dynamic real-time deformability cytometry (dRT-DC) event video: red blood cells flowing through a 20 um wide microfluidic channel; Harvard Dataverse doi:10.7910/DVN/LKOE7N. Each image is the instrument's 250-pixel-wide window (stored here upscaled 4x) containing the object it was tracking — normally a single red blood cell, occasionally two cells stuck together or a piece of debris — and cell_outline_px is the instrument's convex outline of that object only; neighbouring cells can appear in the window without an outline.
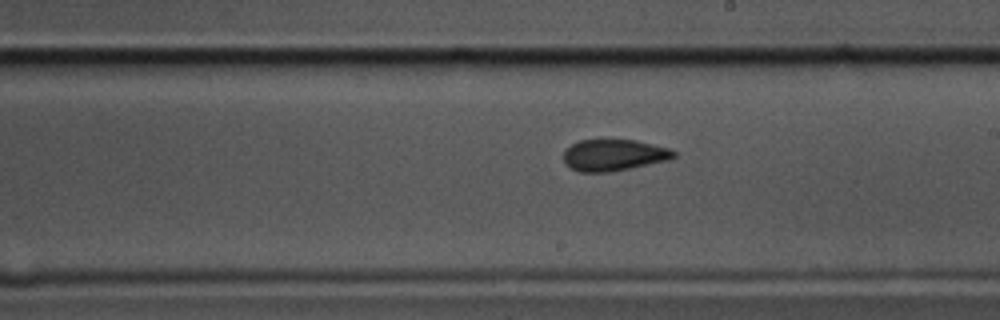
{"species": "common noctule bat (a hibernating species)", "species_latin": "Nyctalus noctula", "temperature_condition": "cold", "stored_images_in_passage": 48, "camera_frame_rate_fps": 3000, "um_per_image_px": 0.085, "animal": {"sex": "male", "body_mass_g": 17.5, "forearm_length_mm": 52.3}, "frame": {"image": 1, "passage_image": 24, "time_ms": 7.667, "image_size_px": [1000, 320], "cell_outline_px": [[676, 156], [668, 160], [632, 168], [612, 172], [580, 172], [568, 168], [564, 164], [564, 152], [572, 144], [580, 140], [636, 140], [668, 148], [676, 152]], "centroid_in_image_um": [52.16, 13.2], "position_along_channel_um": 236.8, "area_um2": 20.29}}
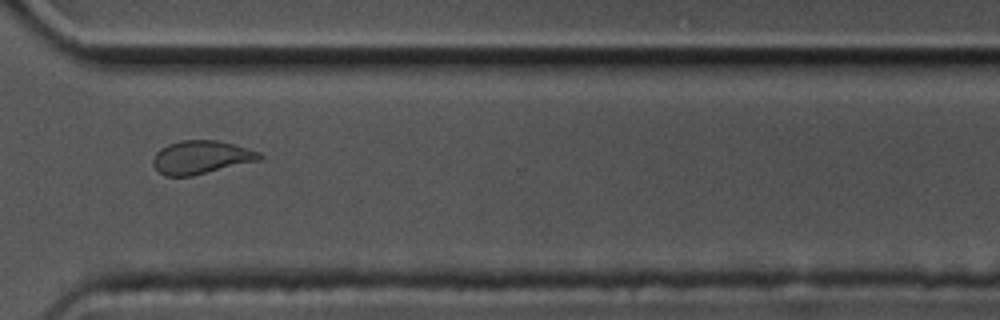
{"frame": {"image": 2, "passage_image": 34, "time_ms": 11.0, "image_size_px": [1000, 320], "cell_outline_px": [[264, 156], [260, 160], [192, 176], [164, 176], [152, 164], [152, 160], [156, 152], [160, 148], [168, 144], [180, 140], [216, 140], [232, 144], [260, 152]], "centroid_in_image_um": [17.08, 13.37], "position_along_channel_um": 353.5, "area_um2": 20.63}}
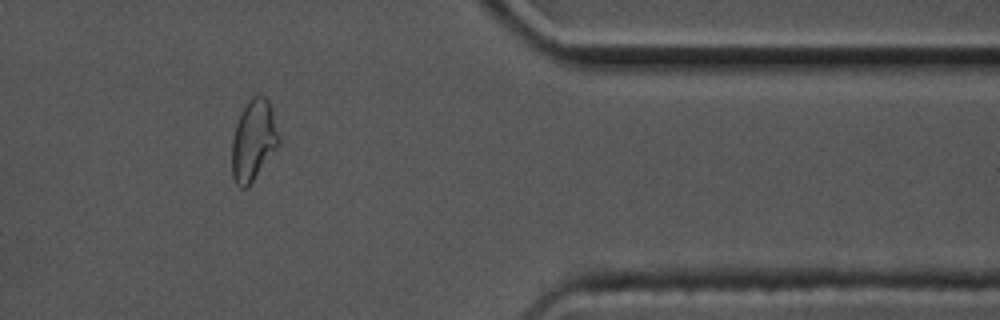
{"frame": {"image": 3, "passage_image": 39, "time_ms": 12.667, "image_size_px": [1000, 320], "cell_outline_px": [[280, 144], [248, 188], [240, 188], [236, 184], [232, 176], [232, 140], [236, 124], [248, 100], [256, 92], [264, 96], [268, 100], [272, 108], [280, 136]], "centroid_in_image_um": [21.56, 11.93], "position_along_channel_um": 389.8, "area_um2": 22.43}, "authors_computed_cell_mechanics": {"area_um2": 20.7791, "velocity_mm_per_s": 3.495, "shape_relaxation_time_tau1_ms": null, "shape_relaxation_time_tau2_ms": 2.036, "deformation_change_tau1": null, "deformation_change_tau2": 0.0828}}